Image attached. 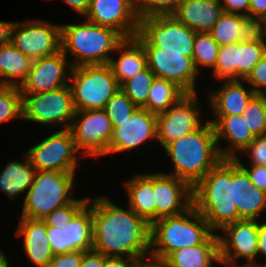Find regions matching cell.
I'll return each instance as SVG.
<instances>
[{"instance_id":"7dc6e473","label":"cell","mask_w":266,"mask_h":267,"mask_svg":"<svg viewBox=\"0 0 266 267\" xmlns=\"http://www.w3.org/2000/svg\"><path fill=\"white\" fill-rule=\"evenodd\" d=\"M220 3L224 12L240 14L249 18L250 0H220Z\"/></svg>"},{"instance_id":"7bdbcfd3","label":"cell","mask_w":266,"mask_h":267,"mask_svg":"<svg viewBox=\"0 0 266 267\" xmlns=\"http://www.w3.org/2000/svg\"><path fill=\"white\" fill-rule=\"evenodd\" d=\"M249 159V164L266 166V135L254 137V140L240 153Z\"/></svg>"},{"instance_id":"ba28073f","label":"cell","mask_w":266,"mask_h":267,"mask_svg":"<svg viewBox=\"0 0 266 267\" xmlns=\"http://www.w3.org/2000/svg\"><path fill=\"white\" fill-rule=\"evenodd\" d=\"M196 32L175 16L154 15L139 20L135 37L143 47H158L159 52H186L192 57Z\"/></svg>"},{"instance_id":"e0dca14e","label":"cell","mask_w":266,"mask_h":267,"mask_svg":"<svg viewBox=\"0 0 266 267\" xmlns=\"http://www.w3.org/2000/svg\"><path fill=\"white\" fill-rule=\"evenodd\" d=\"M67 58L60 50L54 55L33 60L25 81L19 87L21 94L48 92L69 85L72 66L70 58Z\"/></svg>"},{"instance_id":"277c9868","label":"cell","mask_w":266,"mask_h":267,"mask_svg":"<svg viewBox=\"0 0 266 267\" xmlns=\"http://www.w3.org/2000/svg\"><path fill=\"white\" fill-rule=\"evenodd\" d=\"M125 38L114 29L84 21L61 25V51L72 58V67L109 64L111 55Z\"/></svg>"},{"instance_id":"f5cc1de1","label":"cell","mask_w":266,"mask_h":267,"mask_svg":"<svg viewBox=\"0 0 266 267\" xmlns=\"http://www.w3.org/2000/svg\"><path fill=\"white\" fill-rule=\"evenodd\" d=\"M66 3L71 9L76 11L77 14L84 15L88 12L91 0H62Z\"/></svg>"},{"instance_id":"db71d44e","label":"cell","mask_w":266,"mask_h":267,"mask_svg":"<svg viewBox=\"0 0 266 267\" xmlns=\"http://www.w3.org/2000/svg\"><path fill=\"white\" fill-rule=\"evenodd\" d=\"M14 21H0V46L9 44L11 38V28Z\"/></svg>"},{"instance_id":"11a10c76","label":"cell","mask_w":266,"mask_h":267,"mask_svg":"<svg viewBox=\"0 0 266 267\" xmlns=\"http://www.w3.org/2000/svg\"><path fill=\"white\" fill-rule=\"evenodd\" d=\"M136 267H164L161 263L159 262H154L151 260H146L144 262H140L136 265Z\"/></svg>"},{"instance_id":"f546056e","label":"cell","mask_w":266,"mask_h":267,"mask_svg":"<svg viewBox=\"0 0 266 267\" xmlns=\"http://www.w3.org/2000/svg\"><path fill=\"white\" fill-rule=\"evenodd\" d=\"M266 53V32L256 30L247 39L237 42L238 80H245Z\"/></svg>"},{"instance_id":"8992f818","label":"cell","mask_w":266,"mask_h":267,"mask_svg":"<svg viewBox=\"0 0 266 267\" xmlns=\"http://www.w3.org/2000/svg\"><path fill=\"white\" fill-rule=\"evenodd\" d=\"M76 173L41 170L25 194L21 217L43 219L53 210L71 203Z\"/></svg>"},{"instance_id":"60d3db41","label":"cell","mask_w":266,"mask_h":267,"mask_svg":"<svg viewBox=\"0 0 266 267\" xmlns=\"http://www.w3.org/2000/svg\"><path fill=\"white\" fill-rule=\"evenodd\" d=\"M89 197L75 198L71 203L53 210L42 220L46 226L64 228L71 219L88 203Z\"/></svg>"},{"instance_id":"d590c367","label":"cell","mask_w":266,"mask_h":267,"mask_svg":"<svg viewBox=\"0 0 266 267\" xmlns=\"http://www.w3.org/2000/svg\"><path fill=\"white\" fill-rule=\"evenodd\" d=\"M216 80H238L237 42L219 47L215 68L211 71Z\"/></svg>"},{"instance_id":"f6af8a7d","label":"cell","mask_w":266,"mask_h":267,"mask_svg":"<svg viewBox=\"0 0 266 267\" xmlns=\"http://www.w3.org/2000/svg\"><path fill=\"white\" fill-rule=\"evenodd\" d=\"M234 160L246 171L252 184L266 192V166L249 165L248 167L238 156Z\"/></svg>"},{"instance_id":"6f0895ef","label":"cell","mask_w":266,"mask_h":267,"mask_svg":"<svg viewBox=\"0 0 266 267\" xmlns=\"http://www.w3.org/2000/svg\"><path fill=\"white\" fill-rule=\"evenodd\" d=\"M256 30L266 32V15L255 25Z\"/></svg>"},{"instance_id":"f35d334b","label":"cell","mask_w":266,"mask_h":267,"mask_svg":"<svg viewBox=\"0 0 266 267\" xmlns=\"http://www.w3.org/2000/svg\"><path fill=\"white\" fill-rule=\"evenodd\" d=\"M138 107L132 100L119 88L108 100L104 111L112 122V126H117V121L130 119Z\"/></svg>"},{"instance_id":"4316f807","label":"cell","mask_w":266,"mask_h":267,"mask_svg":"<svg viewBox=\"0 0 266 267\" xmlns=\"http://www.w3.org/2000/svg\"><path fill=\"white\" fill-rule=\"evenodd\" d=\"M36 170L29 162L27 154L23 161L12 160L0 171V191L14 201L25 194L34 181Z\"/></svg>"},{"instance_id":"f907efd6","label":"cell","mask_w":266,"mask_h":267,"mask_svg":"<svg viewBox=\"0 0 266 267\" xmlns=\"http://www.w3.org/2000/svg\"><path fill=\"white\" fill-rule=\"evenodd\" d=\"M264 257L266 261V219L258 221V251L257 257Z\"/></svg>"},{"instance_id":"ac0fdd59","label":"cell","mask_w":266,"mask_h":267,"mask_svg":"<svg viewBox=\"0 0 266 267\" xmlns=\"http://www.w3.org/2000/svg\"><path fill=\"white\" fill-rule=\"evenodd\" d=\"M86 20L119 32L124 38L135 37L139 29L133 0H91Z\"/></svg>"},{"instance_id":"7c38bea8","label":"cell","mask_w":266,"mask_h":267,"mask_svg":"<svg viewBox=\"0 0 266 267\" xmlns=\"http://www.w3.org/2000/svg\"><path fill=\"white\" fill-rule=\"evenodd\" d=\"M61 25L47 20L14 21L11 44L32 60L56 54L61 50Z\"/></svg>"},{"instance_id":"836d02e7","label":"cell","mask_w":266,"mask_h":267,"mask_svg":"<svg viewBox=\"0 0 266 267\" xmlns=\"http://www.w3.org/2000/svg\"><path fill=\"white\" fill-rule=\"evenodd\" d=\"M154 78L153 72L147 67L125 81L120 88L138 108H142L147 103Z\"/></svg>"},{"instance_id":"4fadbf2b","label":"cell","mask_w":266,"mask_h":267,"mask_svg":"<svg viewBox=\"0 0 266 267\" xmlns=\"http://www.w3.org/2000/svg\"><path fill=\"white\" fill-rule=\"evenodd\" d=\"M198 92L185 93L166 111L156 114L157 142L165 148L176 139L199 129L203 123Z\"/></svg>"},{"instance_id":"7a4b0ae2","label":"cell","mask_w":266,"mask_h":267,"mask_svg":"<svg viewBox=\"0 0 266 267\" xmlns=\"http://www.w3.org/2000/svg\"><path fill=\"white\" fill-rule=\"evenodd\" d=\"M253 187L234 159H222L193 188V206L213 231L240 220L237 206L242 191Z\"/></svg>"},{"instance_id":"74e56055","label":"cell","mask_w":266,"mask_h":267,"mask_svg":"<svg viewBox=\"0 0 266 267\" xmlns=\"http://www.w3.org/2000/svg\"><path fill=\"white\" fill-rule=\"evenodd\" d=\"M22 120V94L18 87L0 85V123Z\"/></svg>"},{"instance_id":"ffe728a7","label":"cell","mask_w":266,"mask_h":267,"mask_svg":"<svg viewBox=\"0 0 266 267\" xmlns=\"http://www.w3.org/2000/svg\"><path fill=\"white\" fill-rule=\"evenodd\" d=\"M209 122L213 125L218 151L223 159L239 156L238 153L254 140L255 136L247 128L242 115L213 116ZM220 140L226 141L228 145L223 148Z\"/></svg>"},{"instance_id":"44dd1931","label":"cell","mask_w":266,"mask_h":267,"mask_svg":"<svg viewBox=\"0 0 266 267\" xmlns=\"http://www.w3.org/2000/svg\"><path fill=\"white\" fill-rule=\"evenodd\" d=\"M16 237H23L25 257L36 267H46L54 254L47 238V226L41 219L20 217Z\"/></svg>"},{"instance_id":"8fae6325","label":"cell","mask_w":266,"mask_h":267,"mask_svg":"<svg viewBox=\"0 0 266 267\" xmlns=\"http://www.w3.org/2000/svg\"><path fill=\"white\" fill-rule=\"evenodd\" d=\"M69 130L81 158L107 155L113 126L104 110L76 111Z\"/></svg>"},{"instance_id":"603a6c76","label":"cell","mask_w":266,"mask_h":267,"mask_svg":"<svg viewBox=\"0 0 266 267\" xmlns=\"http://www.w3.org/2000/svg\"><path fill=\"white\" fill-rule=\"evenodd\" d=\"M223 13L220 0H184L172 15L195 32L209 33Z\"/></svg>"},{"instance_id":"d6a6232c","label":"cell","mask_w":266,"mask_h":267,"mask_svg":"<svg viewBox=\"0 0 266 267\" xmlns=\"http://www.w3.org/2000/svg\"><path fill=\"white\" fill-rule=\"evenodd\" d=\"M219 47L210 33L196 32L192 59L200 74L202 73L200 67L209 68L211 71L215 68Z\"/></svg>"},{"instance_id":"6da1fadb","label":"cell","mask_w":266,"mask_h":267,"mask_svg":"<svg viewBox=\"0 0 266 267\" xmlns=\"http://www.w3.org/2000/svg\"><path fill=\"white\" fill-rule=\"evenodd\" d=\"M88 203L92 206V250L138 263L149 260L151 225L144 218L102 194L90 197Z\"/></svg>"},{"instance_id":"ab89813d","label":"cell","mask_w":266,"mask_h":267,"mask_svg":"<svg viewBox=\"0 0 266 267\" xmlns=\"http://www.w3.org/2000/svg\"><path fill=\"white\" fill-rule=\"evenodd\" d=\"M184 0H135L134 6L140 19L154 15L173 14Z\"/></svg>"},{"instance_id":"681fc988","label":"cell","mask_w":266,"mask_h":267,"mask_svg":"<svg viewBox=\"0 0 266 267\" xmlns=\"http://www.w3.org/2000/svg\"><path fill=\"white\" fill-rule=\"evenodd\" d=\"M106 257L94 250L83 251L80 267H103Z\"/></svg>"},{"instance_id":"816d5d0a","label":"cell","mask_w":266,"mask_h":267,"mask_svg":"<svg viewBox=\"0 0 266 267\" xmlns=\"http://www.w3.org/2000/svg\"><path fill=\"white\" fill-rule=\"evenodd\" d=\"M137 261L123 257H106L103 267H136Z\"/></svg>"},{"instance_id":"680465c9","label":"cell","mask_w":266,"mask_h":267,"mask_svg":"<svg viewBox=\"0 0 266 267\" xmlns=\"http://www.w3.org/2000/svg\"><path fill=\"white\" fill-rule=\"evenodd\" d=\"M218 264L222 265V267H255L253 265H243L241 263H239L238 265H230V264H226V263L221 262V261Z\"/></svg>"},{"instance_id":"9f6ffc18","label":"cell","mask_w":266,"mask_h":267,"mask_svg":"<svg viewBox=\"0 0 266 267\" xmlns=\"http://www.w3.org/2000/svg\"><path fill=\"white\" fill-rule=\"evenodd\" d=\"M0 267H10V260L7 259L2 248H0Z\"/></svg>"},{"instance_id":"cb8c5ba5","label":"cell","mask_w":266,"mask_h":267,"mask_svg":"<svg viewBox=\"0 0 266 267\" xmlns=\"http://www.w3.org/2000/svg\"><path fill=\"white\" fill-rule=\"evenodd\" d=\"M219 262V237L213 232L202 244L170 253L161 264L164 267H214Z\"/></svg>"},{"instance_id":"4dcf8cb0","label":"cell","mask_w":266,"mask_h":267,"mask_svg":"<svg viewBox=\"0 0 266 267\" xmlns=\"http://www.w3.org/2000/svg\"><path fill=\"white\" fill-rule=\"evenodd\" d=\"M185 92L174 82L155 77L147 98L142 107L151 113L159 114L171 107Z\"/></svg>"},{"instance_id":"d4e9b609","label":"cell","mask_w":266,"mask_h":267,"mask_svg":"<svg viewBox=\"0 0 266 267\" xmlns=\"http://www.w3.org/2000/svg\"><path fill=\"white\" fill-rule=\"evenodd\" d=\"M114 52L120 53L119 57L117 59L111 57L108 65L119 86L147 68L144 47L136 37L125 38Z\"/></svg>"},{"instance_id":"1f68e13d","label":"cell","mask_w":266,"mask_h":267,"mask_svg":"<svg viewBox=\"0 0 266 267\" xmlns=\"http://www.w3.org/2000/svg\"><path fill=\"white\" fill-rule=\"evenodd\" d=\"M70 252L93 247L92 206L87 203L69 222Z\"/></svg>"},{"instance_id":"bcb514c9","label":"cell","mask_w":266,"mask_h":267,"mask_svg":"<svg viewBox=\"0 0 266 267\" xmlns=\"http://www.w3.org/2000/svg\"><path fill=\"white\" fill-rule=\"evenodd\" d=\"M83 251H71L54 255L46 267H80Z\"/></svg>"},{"instance_id":"2e32d148","label":"cell","mask_w":266,"mask_h":267,"mask_svg":"<svg viewBox=\"0 0 266 267\" xmlns=\"http://www.w3.org/2000/svg\"><path fill=\"white\" fill-rule=\"evenodd\" d=\"M153 139L157 141L156 114L144 108H138L130 119L117 121V126H113L107 154H122L133 150L139 152V146Z\"/></svg>"},{"instance_id":"e575fe53","label":"cell","mask_w":266,"mask_h":267,"mask_svg":"<svg viewBox=\"0 0 266 267\" xmlns=\"http://www.w3.org/2000/svg\"><path fill=\"white\" fill-rule=\"evenodd\" d=\"M237 206L240 220H259V216L266 210V192L256 186L249 191H242Z\"/></svg>"},{"instance_id":"3957f363","label":"cell","mask_w":266,"mask_h":267,"mask_svg":"<svg viewBox=\"0 0 266 267\" xmlns=\"http://www.w3.org/2000/svg\"><path fill=\"white\" fill-rule=\"evenodd\" d=\"M164 151L174 166L166 174L186 181L192 188L223 159L208 120L199 129L168 144Z\"/></svg>"},{"instance_id":"8d00e7d4","label":"cell","mask_w":266,"mask_h":267,"mask_svg":"<svg viewBox=\"0 0 266 267\" xmlns=\"http://www.w3.org/2000/svg\"><path fill=\"white\" fill-rule=\"evenodd\" d=\"M242 116L251 134L255 137L266 135V98L264 95L255 94L247 103Z\"/></svg>"},{"instance_id":"9c48e42d","label":"cell","mask_w":266,"mask_h":267,"mask_svg":"<svg viewBox=\"0 0 266 267\" xmlns=\"http://www.w3.org/2000/svg\"><path fill=\"white\" fill-rule=\"evenodd\" d=\"M23 119L46 126L69 129L75 116L69 85L48 92L22 95Z\"/></svg>"},{"instance_id":"5bb4252c","label":"cell","mask_w":266,"mask_h":267,"mask_svg":"<svg viewBox=\"0 0 266 267\" xmlns=\"http://www.w3.org/2000/svg\"><path fill=\"white\" fill-rule=\"evenodd\" d=\"M218 232L220 261L230 265H243L259 267L256 260L258 251V221L239 220L225 225ZM223 234V235H222ZM237 260V261H236Z\"/></svg>"},{"instance_id":"91938a15","label":"cell","mask_w":266,"mask_h":267,"mask_svg":"<svg viewBox=\"0 0 266 267\" xmlns=\"http://www.w3.org/2000/svg\"><path fill=\"white\" fill-rule=\"evenodd\" d=\"M259 267H266V263H263V264L260 265Z\"/></svg>"},{"instance_id":"30bf717a","label":"cell","mask_w":266,"mask_h":267,"mask_svg":"<svg viewBox=\"0 0 266 267\" xmlns=\"http://www.w3.org/2000/svg\"><path fill=\"white\" fill-rule=\"evenodd\" d=\"M36 171L75 173L79 167V151L69 129L57 130L25 152ZM78 153V154H77Z\"/></svg>"},{"instance_id":"ee69618b","label":"cell","mask_w":266,"mask_h":267,"mask_svg":"<svg viewBox=\"0 0 266 267\" xmlns=\"http://www.w3.org/2000/svg\"><path fill=\"white\" fill-rule=\"evenodd\" d=\"M249 87L254 90L255 94L263 95L266 93V53L253 67L252 72L244 80ZM264 88V89H263Z\"/></svg>"},{"instance_id":"52a82bcc","label":"cell","mask_w":266,"mask_h":267,"mask_svg":"<svg viewBox=\"0 0 266 267\" xmlns=\"http://www.w3.org/2000/svg\"><path fill=\"white\" fill-rule=\"evenodd\" d=\"M70 72L69 86L76 111L104 110L120 88L108 64L72 67Z\"/></svg>"},{"instance_id":"b9f144b4","label":"cell","mask_w":266,"mask_h":267,"mask_svg":"<svg viewBox=\"0 0 266 267\" xmlns=\"http://www.w3.org/2000/svg\"><path fill=\"white\" fill-rule=\"evenodd\" d=\"M47 238L54 255L70 252L69 223L64 228L47 226Z\"/></svg>"},{"instance_id":"9a60e30c","label":"cell","mask_w":266,"mask_h":267,"mask_svg":"<svg viewBox=\"0 0 266 267\" xmlns=\"http://www.w3.org/2000/svg\"><path fill=\"white\" fill-rule=\"evenodd\" d=\"M147 67L157 78L174 82L185 93L196 92V81L200 73L192 57L186 52H159L158 47H144Z\"/></svg>"},{"instance_id":"5b68a950","label":"cell","mask_w":266,"mask_h":267,"mask_svg":"<svg viewBox=\"0 0 266 267\" xmlns=\"http://www.w3.org/2000/svg\"><path fill=\"white\" fill-rule=\"evenodd\" d=\"M214 231L192 205L182 214L151 224L149 260L161 263L170 253L202 244Z\"/></svg>"},{"instance_id":"7402d4cb","label":"cell","mask_w":266,"mask_h":267,"mask_svg":"<svg viewBox=\"0 0 266 267\" xmlns=\"http://www.w3.org/2000/svg\"><path fill=\"white\" fill-rule=\"evenodd\" d=\"M254 95V90L247 89L243 80L223 81L218 90L212 89L208 94L211 114L213 116L242 115Z\"/></svg>"},{"instance_id":"83f0119b","label":"cell","mask_w":266,"mask_h":267,"mask_svg":"<svg viewBox=\"0 0 266 267\" xmlns=\"http://www.w3.org/2000/svg\"><path fill=\"white\" fill-rule=\"evenodd\" d=\"M33 60L15 48L11 42L0 46V85L20 87Z\"/></svg>"},{"instance_id":"c3c4849f","label":"cell","mask_w":266,"mask_h":267,"mask_svg":"<svg viewBox=\"0 0 266 267\" xmlns=\"http://www.w3.org/2000/svg\"><path fill=\"white\" fill-rule=\"evenodd\" d=\"M266 15V0H250L249 20L256 25Z\"/></svg>"},{"instance_id":"f1b7e54d","label":"cell","mask_w":266,"mask_h":267,"mask_svg":"<svg viewBox=\"0 0 266 267\" xmlns=\"http://www.w3.org/2000/svg\"><path fill=\"white\" fill-rule=\"evenodd\" d=\"M256 31L246 16L224 12L209 32L219 46L241 42Z\"/></svg>"},{"instance_id":"d6986e66","label":"cell","mask_w":266,"mask_h":267,"mask_svg":"<svg viewBox=\"0 0 266 267\" xmlns=\"http://www.w3.org/2000/svg\"><path fill=\"white\" fill-rule=\"evenodd\" d=\"M155 221L182 214L193 205L192 187L166 172L153 173Z\"/></svg>"},{"instance_id":"484cf974","label":"cell","mask_w":266,"mask_h":267,"mask_svg":"<svg viewBox=\"0 0 266 267\" xmlns=\"http://www.w3.org/2000/svg\"><path fill=\"white\" fill-rule=\"evenodd\" d=\"M123 182L127 191V205L151 225L155 221L153 173L135 174Z\"/></svg>"}]
</instances>
